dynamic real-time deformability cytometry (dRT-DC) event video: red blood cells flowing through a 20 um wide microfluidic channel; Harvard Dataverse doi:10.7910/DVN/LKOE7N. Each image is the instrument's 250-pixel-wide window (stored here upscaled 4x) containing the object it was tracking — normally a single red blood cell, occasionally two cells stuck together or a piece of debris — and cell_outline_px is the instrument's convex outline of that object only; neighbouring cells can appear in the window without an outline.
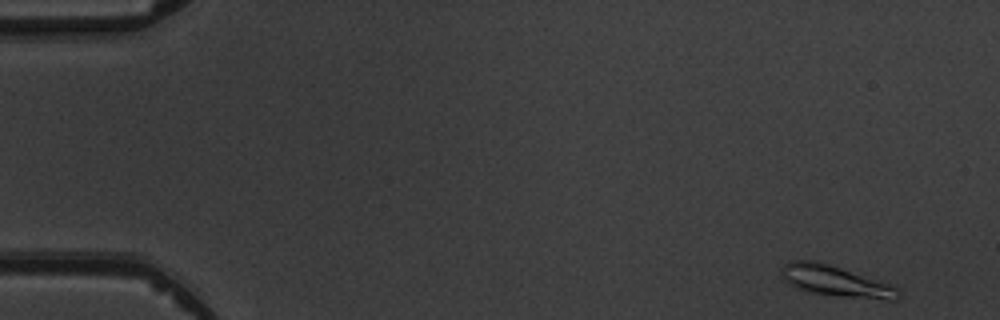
{"species": "common noctule bat (a hibernating species)", "species_latin": "Nyctalus noctula", "temperature_condition": "warm", "stored_images_in_passage": 5, "camera_frame_rate_fps": 3000, "um_per_image_px": 0.085, "animal": {"sex": "male", "body_mass_g": 19.5, "forearm_length_mm": 54.6}, "frame": {"image": 1, "passage_image": 1, "time_ms": 0.0, "image_size_px": [1000, 320], "cell_outline_px": [[900, 300], [888, 300], [836, 296], [808, 292], [796, 288], [788, 284], [784, 280], [780, 272], [780, 268], [784, 264], [792, 260], [816, 260], [892, 284], [900, 288]], "centroid_in_image_um": [71.05, 23.9], "position_along_channel_um": 14.0, "area_um2": 21.44}}